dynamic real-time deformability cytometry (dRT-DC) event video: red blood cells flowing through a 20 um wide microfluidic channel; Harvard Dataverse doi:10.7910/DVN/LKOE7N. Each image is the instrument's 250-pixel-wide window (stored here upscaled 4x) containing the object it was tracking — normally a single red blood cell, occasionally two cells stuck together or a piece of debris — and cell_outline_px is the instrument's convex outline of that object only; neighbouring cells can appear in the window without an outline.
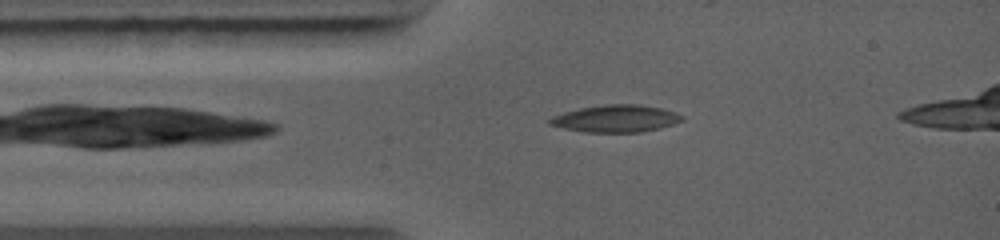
{"species": "common noctule bat (a hibernating species)", "species_latin": "Nyctalus noctula", "temperature_condition": "warm", "stored_images_in_passage": 4, "camera_frame_rate_fps": 5000, "um_per_image_px": 0.085, "animal": {"sex": "female", "body_mass_g": 19.0, "forearm_length_mm": 56.7}, "frame": {"image": 1, "passage_image": 2, "time_ms": 0.6, "image_size_px": [1000, 240], "cell_outline_px": [[684, 120], [660, 128], [640, 132], [584, 132], [564, 128], [548, 124], [548, 120], [552, 116], [564, 112], [580, 108], [608, 104], [640, 104], [660, 108], [676, 112], [684, 116]], "centroid_in_image_um": [52.35, 10.08], "position_along_channel_um": 32.6, "area_um2": 20.92}}
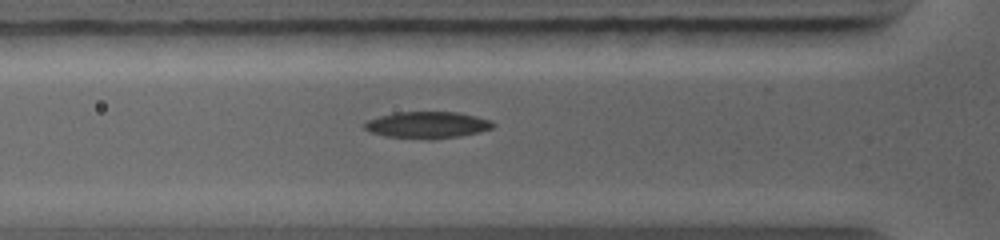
{"frame": {"image": 2, "passage_image": 4, "time_ms": 2.0, "image_size_px": [1000, 240], "cell_outline_px": [[496, 124], [492, 128], [480, 132], [460, 136], [432, 140], [384, 136], [372, 132], [364, 128], [364, 124], [368, 120], [380, 116], [396, 112], [456, 112], [476, 116], [492, 120]], "centroid_in_image_um": [36.36, 10.63], "position_along_channel_um": 89.4, "area_um2": 20.06}}